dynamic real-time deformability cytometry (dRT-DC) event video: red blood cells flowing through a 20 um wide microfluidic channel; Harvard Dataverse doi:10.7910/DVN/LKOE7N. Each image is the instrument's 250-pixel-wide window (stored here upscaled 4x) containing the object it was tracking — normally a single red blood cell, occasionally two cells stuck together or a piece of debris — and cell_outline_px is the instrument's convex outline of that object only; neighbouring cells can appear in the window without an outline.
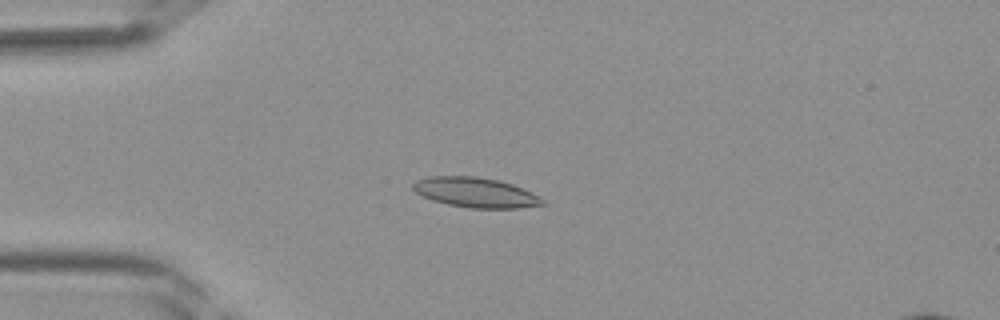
{"species": "Egyptian fruit bat (a non-hibernating species)", "species_latin": "Rousettus aegyptiacus", "temperature_condition": "room temperature", "stored_images_in_passage": 41, "camera_frame_rate_fps": 3000, "um_per_image_px": 0.085, "frame": {"image": 1, "passage_image": 11, "time_ms": 3.333, "image_size_px": [1000, 320], "cell_outline_px": [[548, 204], [516, 208], [468, 208], [448, 204], [432, 200], [416, 192], [412, 188], [412, 184], [416, 180], [428, 176], [476, 176], [500, 180], [512, 184], [532, 192], [540, 196]], "centroid_in_image_um": [40.44, 16.35], "position_along_channel_um": 44.6, "area_um2": 22.72}}
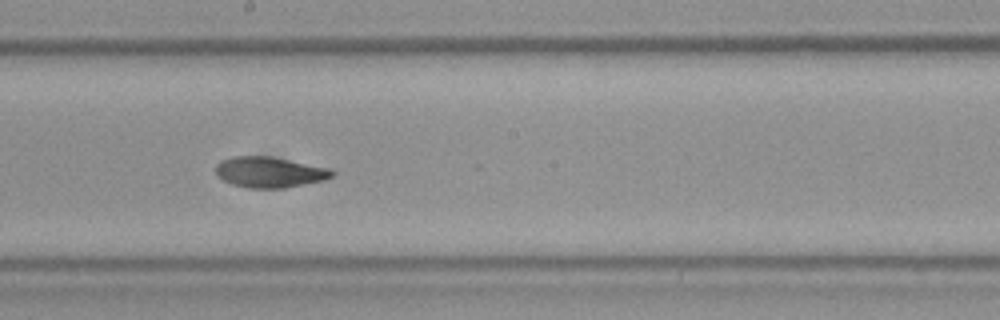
{"frame": {"image": 2, "passage_image": 23, "time_ms": 7.333, "image_size_px": [1000, 320], "cell_outline_px": [[336, 172], [332, 176], [324, 180], [284, 188], [248, 188], [232, 184], [224, 180], [216, 172], [216, 164], [220, 160], [232, 156], [268, 156], [332, 168]], "centroid_in_image_um": [22.93, 14.63], "position_along_channel_um": 225.3, "area_um2": 20.81}}
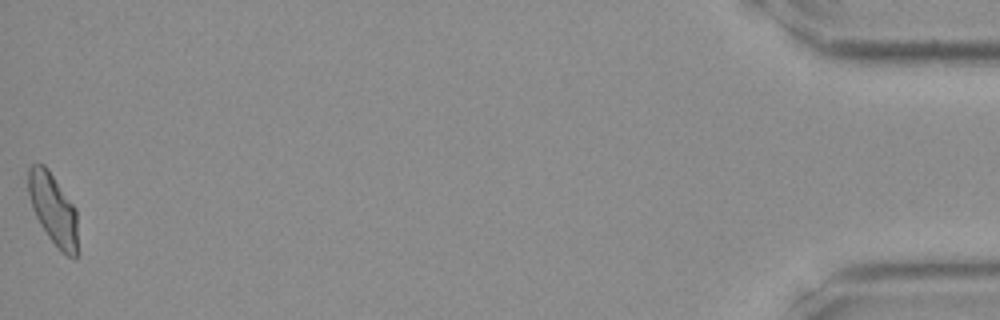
{"frame": {"image": 3, "passage_image": 41, "time_ms": 13.333, "image_size_px": [1000, 320], "cell_outline_px": [[76, 260], [60, 252], [48, 236], [40, 224], [32, 208], [28, 192], [28, 168], [32, 164], [44, 164], [48, 168], [76, 208]], "centroid_in_image_um": [4.51, 17.76], "position_along_channel_um": 430.7, "area_um2": 20.46}}